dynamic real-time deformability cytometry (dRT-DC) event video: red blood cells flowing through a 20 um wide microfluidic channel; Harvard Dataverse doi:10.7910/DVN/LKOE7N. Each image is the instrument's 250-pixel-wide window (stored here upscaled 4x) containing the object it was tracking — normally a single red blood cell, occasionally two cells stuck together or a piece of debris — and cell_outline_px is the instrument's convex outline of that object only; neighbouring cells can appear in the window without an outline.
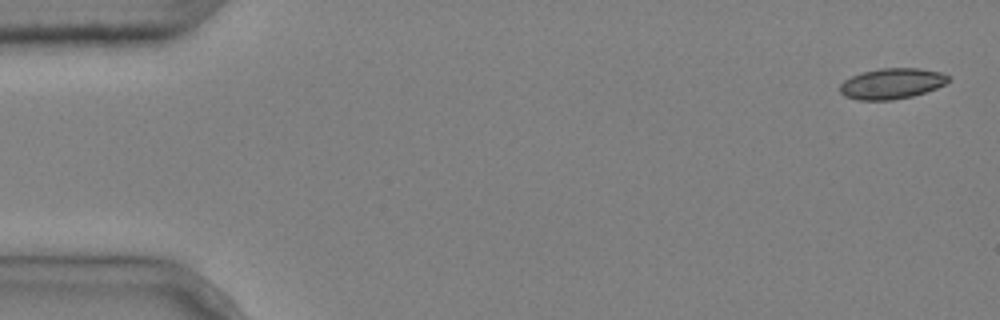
{"species": "common noctule bat (a hibernating species)", "species_latin": "Nyctalus noctula", "temperature_condition": "cold", "stored_images_in_passage": 8, "camera_frame_rate_fps": 3000, "um_per_image_px": 0.085, "animal": {"sex": "male", "body_mass_g": 20.4}, "frame": {"image": 1, "passage_image": 1, "time_ms": 0.0, "image_size_px": [1000, 320], "cell_outline_px": [[952, 80], [936, 88], [912, 96], [892, 100], [856, 100], [844, 96], [840, 92], [840, 84], [844, 80], [852, 76], [864, 72], [880, 68], [920, 68], [940, 72], [948, 76]], "centroid_in_image_um": [75.79, 7.11], "position_along_channel_um": 9.2, "area_um2": 19.36}}
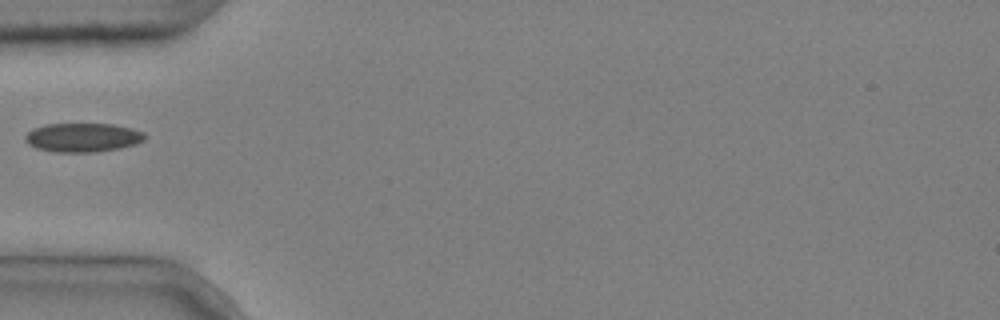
{"frame": {"image": 2, "passage_image": 4, "time_ms": 1.0, "image_size_px": [1000, 320], "cell_outline_px": [[148, 136], [144, 140], [136, 144], [120, 148], [96, 152], [52, 152], [36, 148], [28, 144], [24, 140], [24, 136], [32, 128], [44, 124], [112, 124], [132, 128], [144, 132]], "centroid_in_image_um": [7.03, 11.69], "position_along_channel_um": 78.0, "area_um2": 20.46}}
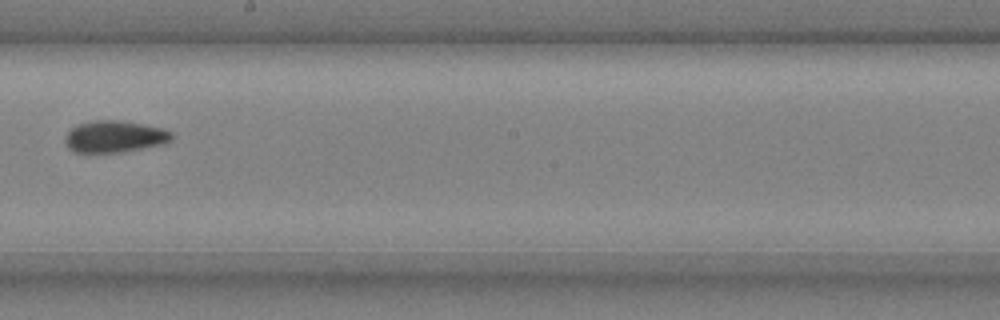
{"frame": {"image": 3, "passage_image": 8, "time_ms": 2.333, "image_size_px": [1000, 320], "cell_outline_px": [[172, 140], [164, 144], [120, 152], [88, 156], [72, 152], [68, 148], [64, 140], [68, 132], [72, 128], [80, 124], [92, 120], [120, 120], [144, 124], [164, 128], [172, 132]], "centroid_in_image_um": [9.7, 11.65], "position_along_channel_um": 238.5, "area_um2": 20.46}}